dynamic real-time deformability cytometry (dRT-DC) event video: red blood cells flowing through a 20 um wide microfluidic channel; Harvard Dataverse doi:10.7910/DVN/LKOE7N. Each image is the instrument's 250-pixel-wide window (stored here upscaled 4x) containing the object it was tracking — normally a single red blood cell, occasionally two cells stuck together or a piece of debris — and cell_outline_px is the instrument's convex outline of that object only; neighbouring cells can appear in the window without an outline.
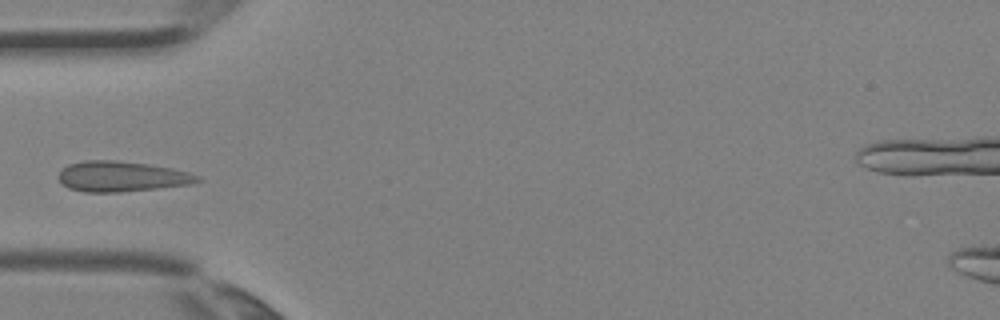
{"species": "Egyptian fruit bat (a non-hibernating species)", "species_latin": "Rousettus aegyptiacus", "temperature_condition": "room temperature", "stored_images_in_passage": 3, "camera_frame_rate_fps": 3000, "um_per_image_px": 0.085, "animal": {"sex": "female"}, "frame": {"image": 1, "passage_image": 3, "time_ms": 0.667, "image_size_px": [1000, 320], "cell_outline_px": [[204, 180], [192, 184], [120, 192], [84, 192], [68, 188], [56, 176], [68, 164], [84, 160], [116, 160], [148, 164], [172, 168], [188, 172], [200, 176]], "centroid_in_image_um": [10.35, 14.99], "position_along_channel_um": 74.6, "area_um2": 24.68}}